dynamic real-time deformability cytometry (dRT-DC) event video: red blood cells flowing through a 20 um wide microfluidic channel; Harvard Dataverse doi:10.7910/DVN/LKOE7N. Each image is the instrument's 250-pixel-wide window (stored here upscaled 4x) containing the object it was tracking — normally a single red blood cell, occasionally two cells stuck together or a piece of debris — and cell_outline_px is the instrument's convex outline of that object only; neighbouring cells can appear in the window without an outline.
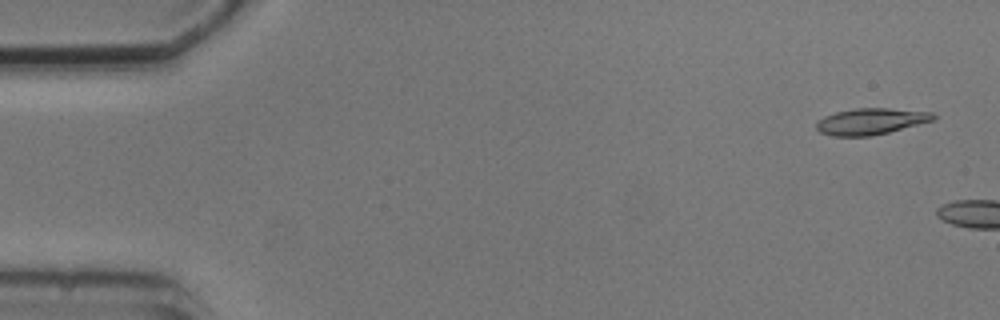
{"species": "common noctule bat (a hibernating species)", "species_latin": "Nyctalus noctula", "temperature_condition": "cold", "stored_images_in_passage": 2, "camera_frame_rate_fps": 3000, "um_per_image_px": 0.085, "animal": {"sex": "male", "body_mass_g": 20.5, "forearm_length_mm": 52.5}, "frame": {"image": 1, "passage_image": 1, "time_ms": 0.0, "image_size_px": [1000, 320], "cell_outline_px": [[936, 120], [872, 136], [832, 136], [820, 132], [816, 128], [816, 120], [824, 116], [836, 112], [856, 108], [888, 108], [932, 112], [936, 116]], "centroid_in_image_um": [74.02, 10.31], "position_along_channel_um": 11.0, "area_um2": 18.03}}